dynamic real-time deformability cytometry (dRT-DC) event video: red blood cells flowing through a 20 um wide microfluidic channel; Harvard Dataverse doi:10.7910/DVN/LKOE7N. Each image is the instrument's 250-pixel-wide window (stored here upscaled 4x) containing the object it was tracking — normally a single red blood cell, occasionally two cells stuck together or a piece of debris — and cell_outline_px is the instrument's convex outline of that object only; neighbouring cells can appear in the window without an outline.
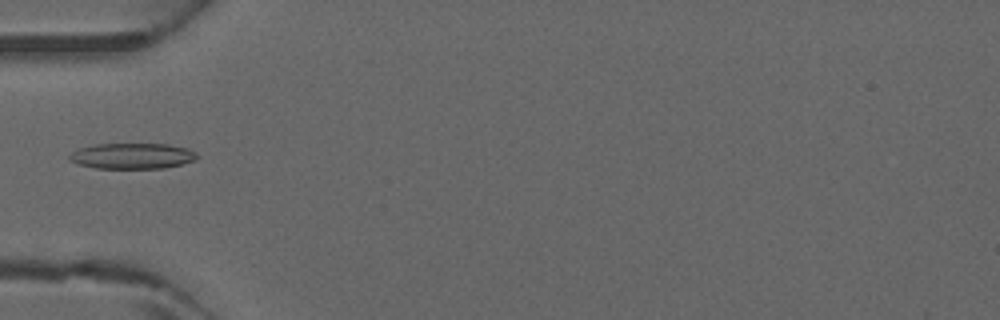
{"species": "common noctule bat (a hibernating species)", "species_latin": "Nyctalus noctula", "temperature_condition": "warm", "stored_images_in_passage": 2, "camera_frame_rate_fps": 3000, "um_per_image_px": 0.085, "animal": {"sex": "male", "forearm_length_mm": 52.5}, "frame": {"image": 1, "passage_image": 2, "time_ms": 0.333, "image_size_px": [1000, 320], "cell_outline_px": [[196, 160], [164, 168], [96, 168], [80, 164], [68, 160], [68, 156], [72, 152], [80, 148], [96, 144], [168, 144], [188, 148], [196, 152]], "centroid_in_image_um": [11.24, 13.25], "position_along_channel_um": 73.8, "area_um2": 19.02}}